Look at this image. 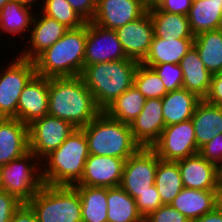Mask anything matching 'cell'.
Instances as JSON below:
<instances>
[{"label": "cell", "instance_id": "1", "mask_svg": "<svg viewBox=\"0 0 222 222\" xmlns=\"http://www.w3.org/2000/svg\"><path fill=\"white\" fill-rule=\"evenodd\" d=\"M101 111L80 76L49 78V115L82 128Z\"/></svg>", "mask_w": 222, "mask_h": 222}, {"label": "cell", "instance_id": "2", "mask_svg": "<svg viewBox=\"0 0 222 222\" xmlns=\"http://www.w3.org/2000/svg\"><path fill=\"white\" fill-rule=\"evenodd\" d=\"M86 39L87 22L79 28L69 29L33 60L36 75L46 78L80 76L84 68Z\"/></svg>", "mask_w": 222, "mask_h": 222}, {"label": "cell", "instance_id": "3", "mask_svg": "<svg viewBox=\"0 0 222 222\" xmlns=\"http://www.w3.org/2000/svg\"><path fill=\"white\" fill-rule=\"evenodd\" d=\"M89 155L84 131L76 128L57 149L41 160L44 184L71 187L77 185Z\"/></svg>", "mask_w": 222, "mask_h": 222}, {"label": "cell", "instance_id": "4", "mask_svg": "<svg viewBox=\"0 0 222 222\" xmlns=\"http://www.w3.org/2000/svg\"><path fill=\"white\" fill-rule=\"evenodd\" d=\"M138 64L133 59H124L87 65L80 77L103 111L134 84Z\"/></svg>", "mask_w": 222, "mask_h": 222}, {"label": "cell", "instance_id": "5", "mask_svg": "<svg viewBox=\"0 0 222 222\" xmlns=\"http://www.w3.org/2000/svg\"><path fill=\"white\" fill-rule=\"evenodd\" d=\"M88 141L89 154L126 160L141 146L134 140L130 126L101 111L81 128Z\"/></svg>", "mask_w": 222, "mask_h": 222}, {"label": "cell", "instance_id": "6", "mask_svg": "<svg viewBox=\"0 0 222 222\" xmlns=\"http://www.w3.org/2000/svg\"><path fill=\"white\" fill-rule=\"evenodd\" d=\"M27 204L37 222H82L80 195L71 186L44 184Z\"/></svg>", "mask_w": 222, "mask_h": 222}, {"label": "cell", "instance_id": "7", "mask_svg": "<svg viewBox=\"0 0 222 222\" xmlns=\"http://www.w3.org/2000/svg\"><path fill=\"white\" fill-rule=\"evenodd\" d=\"M38 161L40 159L29 150L1 166L2 191L15 195L23 203L30 201L44 185L41 161Z\"/></svg>", "mask_w": 222, "mask_h": 222}, {"label": "cell", "instance_id": "8", "mask_svg": "<svg viewBox=\"0 0 222 222\" xmlns=\"http://www.w3.org/2000/svg\"><path fill=\"white\" fill-rule=\"evenodd\" d=\"M13 61L3 67L4 69L0 68V118L17 119V105L21 92L36 75L32 60L17 55Z\"/></svg>", "mask_w": 222, "mask_h": 222}, {"label": "cell", "instance_id": "9", "mask_svg": "<svg viewBox=\"0 0 222 222\" xmlns=\"http://www.w3.org/2000/svg\"><path fill=\"white\" fill-rule=\"evenodd\" d=\"M160 160L151 147H140L125 160L120 187L133 199L150 190Z\"/></svg>", "mask_w": 222, "mask_h": 222}, {"label": "cell", "instance_id": "10", "mask_svg": "<svg viewBox=\"0 0 222 222\" xmlns=\"http://www.w3.org/2000/svg\"><path fill=\"white\" fill-rule=\"evenodd\" d=\"M163 161L191 157L199 153L192 120L164 127L160 138L151 147Z\"/></svg>", "mask_w": 222, "mask_h": 222}, {"label": "cell", "instance_id": "11", "mask_svg": "<svg viewBox=\"0 0 222 222\" xmlns=\"http://www.w3.org/2000/svg\"><path fill=\"white\" fill-rule=\"evenodd\" d=\"M76 129L71 123L49 114L28 125L29 150L42 160L57 149Z\"/></svg>", "mask_w": 222, "mask_h": 222}, {"label": "cell", "instance_id": "12", "mask_svg": "<svg viewBox=\"0 0 222 222\" xmlns=\"http://www.w3.org/2000/svg\"><path fill=\"white\" fill-rule=\"evenodd\" d=\"M127 58L115 30L87 22L84 67L96 63L112 62Z\"/></svg>", "mask_w": 222, "mask_h": 222}, {"label": "cell", "instance_id": "13", "mask_svg": "<svg viewBox=\"0 0 222 222\" xmlns=\"http://www.w3.org/2000/svg\"><path fill=\"white\" fill-rule=\"evenodd\" d=\"M147 8L141 0H97L91 22L105 29L116 30L141 17Z\"/></svg>", "mask_w": 222, "mask_h": 222}, {"label": "cell", "instance_id": "14", "mask_svg": "<svg viewBox=\"0 0 222 222\" xmlns=\"http://www.w3.org/2000/svg\"><path fill=\"white\" fill-rule=\"evenodd\" d=\"M115 31L127 58L141 63L149 52L154 36L149 11Z\"/></svg>", "mask_w": 222, "mask_h": 222}, {"label": "cell", "instance_id": "15", "mask_svg": "<svg viewBox=\"0 0 222 222\" xmlns=\"http://www.w3.org/2000/svg\"><path fill=\"white\" fill-rule=\"evenodd\" d=\"M124 163L122 158L90 154L77 185L107 188L120 186Z\"/></svg>", "mask_w": 222, "mask_h": 222}, {"label": "cell", "instance_id": "16", "mask_svg": "<svg viewBox=\"0 0 222 222\" xmlns=\"http://www.w3.org/2000/svg\"><path fill=\"white\" fill-rule=\"evenodd\" d=\"M185 188L217 190L221 169L204 159L199 153L176 161Z\"/></svg>", "mask_w": 222, "mask_h": 222}, {"label": "cell", "instance_id": "17", "mask_svg": "<svg viewBox=\"0 0 222 222\" xmlns=\"http://www.w3.org/2000/svg\"><path fill=\"white\" fill-rule=\"evenodd\" d=\"M49 78L35 75L21 92L17 119L26 125L48 114Z\"/></svg>", "mask_w": 222, "mask_h": 222}, {"label": "cell", "instance_id": "18", "mask_svg": "<svg viewBox=\"0 0 222 222\" xmlns=\"http://www.w3.org/2000/svg\"><path fill=\"white\" fill-rule=\"evenodd\" d=\"M129 126L134 140L141 147H152L165 127L162 100L146 99L142 111Z\"/></svg>", "mask_w": 222, "mask_h": 222}, {"label": "cell", "instance_id": "19", "mask_svg": "<svg viewBox=\"0 0 222 222\" xmlns=\"http://www.w3.org/2000/svg\"><path fill=\"white\" fill-rule=\"evenodd\" d=\"M39 13V17L34 16L32 28L30 29V39L27 49L20 51L19 57L26 60H34L40 53L51 47L57 40L65 35L69 30L64 24L56 19ZM41 16V17H40ZM31 42V43H30ZM31 45V46H30Z\"/></svg>", "mask_w": 222, "mask_h": 222}, {"label": "cell", "instance_id": "20", "mask_svg": "<svg viewBox=\"0 0 222 222\" xmlns=\"http://www.w3.org/2000/svg\"><path fill=\"white\" fill-rule=\"evenodd\" d=\"M28 151V125L16 118H0V166Z\"/></svg>", "mask_w": 222, "mask_h": 222}, {"label": "cell", "instance_id": "21", "mask_svg": "<svg viewBox=\"0 0 222 222\" xmlns=\"http://www.w3.org/2000/svg\"><path fill=\"white\" fill-rule=\"evenodd\" d=\"M191 222L218 206L217 190L183 188L170 204Z\"/></svg>", "mask_w": 222, "mask_h": 222}, {"label": "cell", "instance_id": "22", "mask_svg": "<svg viewBox=\"0 0 222 222\" xmlns=\"http://www.w3.org/2000/svg\"><path fill=\"white\" fill-rule=\"evenodd\" d=\"M197 148L200 149L214 136L222 133V106L211 104L202 99L191 118Z\"/></svg>", "mask_w": 222, "mask_h": 222}, {"label": "cell", "instance_id": "23", "mask_svg": "<svg viewBox=\"0 0 222 222\" xmlns=\"http://www.w3.org/2000/svg\"><path fill=\"white\" fill-rule=\"evenodd\" d=\"M161 100L162 114L166 127L190 120L202 99L197 94L181 88L168 92Z\"/></svg>", "mask_w": 222, "mask_h": 222}, {"label": "cell", "instance_id": "24", "mask_svg": "<svg viewBox=\"0 0 222 222\" xmlns=\"http://www.w3.org/2000/svg\"><path fill=\"white\" fill-rule=\"evenodd\" d=\"M193 44L194 39L164 40L153 36L149 52L141 64L149 68L164 63L179 64Z\"/></svg>", "mask_w": 222, "mask_h": 222}, {"label": "cell", "instance_id": "25", "mask_svg": "<svg viewBox=\"0 0 222 222\" xmlns=\"http://www.w3.org/2000/svg\"><path fill=\"white\" fill-rule=\"evenodd\" d=\"M179 65L183 72V88L204 99L210 88L212 74L205 68L197 50L194 47L189 50Z\"/></svg>", "mask_w": 222, "mask_h": 222}, {"label": "cell", "instance_id": "26", "mask_svg": "<svg viewBox=\"0 0 222 222\" xmlns=\"http://www.w3.org/2000/svg\"><path fill=\"white\" fill-rule=\"evenodd\" d=\"M154 27V36L167 39H194L188 16L167 13L159 10L155 5L148 7Z\"/></svg>", "mask_w": 222, "mask_h": 222}, {"label": "cell", "instance_id": "27", "mask_svg": "<svg viewBox=\"0 0 222 222\" xmlns=\"http://www.w3.org/2000/svg\"><path fill=\"white\" fill-rule=\"evenodd\" d=\"M188 21L194 36L222 28V0H198L191 4Z\"/></svg>", "mask_w": 222, "mask_h": 222}, {"label": "cell", "instance_id": "28", "mask_svg": "<svg viewBox=\"0 0 222 222\" xmlns=\"http://www.w3.org/2000/svg\"><path fill=\"white\" fill-rule=\"evenodd\" d=\"M108 222H144L133 199L120 186L107 188Z\"/></svg>", "mask_w": 222, "mask_h": 222}, {"label": "cell", "instance_id": "29", "mask_svg": "<svg viewBox=\"0 0 222 222\" xmlns=\"http://www.w3.org/2000/svg\"><path fill=\"white\" fill-rule=\"evenodd\" d=\"M197 50L205 68L211 73L222 71V28L203 32L194 37Z\"/></svg>", "mask_w": 222, "mask_h": 222}, {"label": "cell", "instance_id": "30", "mask_svg": "<svg viewBox=\"0 0 222 222\" xmlns=\"http://www.w3.org/2000/svg\"><path fill=\"white\" fill-rule=\"evenodd\" d=\"M81 199L82 222H108L107 187L73 186Z\"/></svg>", "mask_w": 222, "mask_h": 222}, {"label": "cell", "instance_id": "31", "mask_svg": "<svg viewBox=\"0 0 222 222\" xmlns=\"http://www.w3.org/2000/svg\"><path fill=\"white\" fill-rule=\"evenodd\" d=\"M146 98L134 84L103 111L111 118L130 124L142 111Z\"/></svg>", "mask_w": 222, "mask_h": 222}, {"label": "cell", "instance_id": "32", "mask_svg": "<svg viewBox=\"0 0 222 222\" xmlns=\"http://www.w3.org/2000/svg\"><path fill=\"white\" fill-rule=\"evenodd\" d=\"M155 186L163 205H170L184 188L178 163L160 160L155 175Z\"/></svg>", "mask_w": 222, "mask_h": 222}, {"label": "cell", "instance_id": "33", "mask_svg": "<svg viewBox=\"0 0 222 222\" xmlns=\"http://www.w3.org/2000/svg\"><path fill=\"white\" fill-rule=\"evenodd\" d=\"M18 3L16 0L7 2L0 11V34L1 31L13 35L30 32L34 19V10ZM33 11V12H31Z\"/></svg>", "mask_w": 222, "mask_h": 222}, {"label": "cell", "instance_id": "34", "mask_svg": "<svg viewBox=\"0 0 222 222\" xmlns=\"http://www.w3.org/2000/svg\"><path fill=\"white\" fill-rule=\"evenodd\" d=\"M41 14L56 19L69 29H76L86 21L72 8L66 0H43Z\"/></svg>", "mask_w": 222, "mask_h": 222}, {"label": "cell", "instance_id": "35", "mask_svg": "<svg viewBox=\"0 0 222 222\" xmlns=\"http://www.w3.org/2000/svg\"><path fill=\"white\" fill-rule=\"evenodd\" d=\"M134 86L146 99H161L168 93L155 71L141 63L138 64L134 74Z\"/></svg>", "mask_w": 222, "mask_h": 222}, {"label": "cell", "instance_id": "36", "mask_svg": "<svg viewBox=\"0 0 222 222\" xmlns=\"http://www.w3.org/2000/svg\"><path fill=\"white\" fill-rule=\"evenodd\" d=\"M152 69L163 81L167 92L183 88V72L179 64L164 63Z\"/></svg>", "mask_w": 222, "mask_h": 222}, {"label": "cell", "instance_id": "37", "mask_svg": "<svg viewBox=\"0 0 222 222\" xmlns=\"http://www.w3.org/2000/svg\"><path fill=\"white\" fill-rule=\"evenodd\" d=\"M135 202L143 219L163 205L155 184L150 186V190L140 194V196L135 199Z\"/></svg>", "mask_w": 222, "mask_h": 222}, {"label": "cell", "instance_id": "38", "mask_svg": "<svg viewBox=\"0 0 222 222\" xmlns=\"http://www.w3.org/2000/svg\"><path fill=\"white\" fill-rule=\"evenodd\" d=\"M144 222H191L171 205H162L144 219Z\"/></svg>", "mask_w": 222, "mask_h": 222}, {"label": "cell", "instance_id": "39", "mask_svg": "<svg viewBox=\"0 0 222 222\" xmlns=\"http://www.w3.org/2000/svg\"><path fill=\"white\" fill-rule=\"evenodd\" d=\"M199 154L222 169V133L203 145L199 149Z\"/></svg>", "mask_w": 222, "mask_h": 222}, {"label": "cell", "instance_id": "40", "mask_svg": "<svg viewBox=\"0 0 222 222\" xmlns=\"http://www.w3.org/2000/svg\"><path fill=\"white\" fill-rule=\"evenodd\" d=\"M22 204L15 195L0 191V222H10L12 215Z\"/></svg>", "mask_w": 222, "mask_h": 222}, {"label": "cell", "instance_id": "41", "mask_svg": "<svg viewBox=\"0 0 222 222\" xmlns=\"http://www.w3.org/2000/svg\"><path fill=\"white\" fill-rule=\"evenodd\" d=\"M191 4L192 0H159L155 6L163 12L187 16Z\"/></svg>", "mask_w": 222, "mask_h": 222}, {"label": "cell", "instance_id": "42", "mask_svg": "<svg viewBox=\"0 0 222 222\" xmlns=\"http://www.w3.org/2000/svg\"><path fill=\"white\" fill-rule=\"evenodd\" d=\"M72 8L86 21L89 22L93 19L97 0H66Z\"/></svg>", "mask_w": 222, "mask_h": 222}, {"label": "cell", "instance_id": "43", "mask_svg": "<svg viewBox=\"0 0 222 222\" xmlns=\"http://www.w3.org/2000/svg\"><path fill=\"white\" fill-rule=\"evenodd\" d=\"M204 100L222 106V73L212 74L210 88Z\"/></svg>", "mask_w": 222, "mask_h": 222}, {"label": "cell", "instance_id": "44", "mask_svg": "<svg viewBox=\"0 0 222 222\" xmlns=\"http://www.w3.org/2000/svg\"><path fill=\"white\" fill-rule=\"evenodd\" d=\"M10 222H37V219L31 207L23 203L12 215Z\"/></svg>", "mask_w": 222, "mask_h": 222}, {"label": "cell", "instance_id": "45", "mask_svg": "<svg viewBox=\"0 0 222 222\" xmlns=\"http://www.w3.org/2000/svg\"><path fill=\"white\" fill-rule=\"evenodd\" d=\"M192 222H222V209L217 206L213 211L204 214Z\"/></svg>", "mask_w": 222, "mask_h": 222}, {"label": "cell", "instance_id": "46", "mask_svg": "<svg viewBox=\"0 0 222 222\" xmlns=\"http://www.w3.org/2000/svg\"><path fill=\"white\" fill-rule=\"evenodd\" d=\"M217 201H218V207L222 209V174L219 179L218 183V189H217Z\"/></svg>", "mask_w": 222, "mask_h": 222}, {"label": "cell", "instance_id": "47", "mask_svg": "<svg viewBox=\"0 0 222 222\" xmlns=\"http://www.w3.org/2000/svg\"><path fill=\"white\" fill-rule=\"evenodd\" d=\"M16 1L22 5L30 7V8H32V6H33L32 4H37L34 2H38V0H16Z\"/></svg>", "mask_w": 222, "mask_h": 222}, {"label": "cell", "instance_id": "48", "mask_svg": "<svg viewBox=\"0 0 222 222\" xmlns=\"http://www.w3.org/2000/svg\"><path fill=\"white\" fill-rule=\"evenodd\" d=\"M147 7L156 5L159 0H141Z\"/></svg>", "mask_w": 222, "mask_h": 222}, {"label": "cell", "instance_id": "49", "mask_svg": "<svg viewBox=\"0 0 222 222\" xmlns=\"http://www.w3.org/2000/svg\"><path fill=\"white\" fill-rule=\"evenodd\" d=\"M9 1L10 0H0V11L2 10L3 6Z\"/></svg>", "mask_w": 222, "mask_h": 222}, {"label": "cell", "instance_id": "50", "mask_svg": "<svg viewBox=\"0 0 222 222\" xmlns=\"http://www.w3.org/2000/svg\"><path fill=\"white\" fill-rule=\"evenodd\" d=\"M0 191H2L1 166H0Z\"/></svg>", "mask_w": 222, "mask_h": 222}]
</instances>
